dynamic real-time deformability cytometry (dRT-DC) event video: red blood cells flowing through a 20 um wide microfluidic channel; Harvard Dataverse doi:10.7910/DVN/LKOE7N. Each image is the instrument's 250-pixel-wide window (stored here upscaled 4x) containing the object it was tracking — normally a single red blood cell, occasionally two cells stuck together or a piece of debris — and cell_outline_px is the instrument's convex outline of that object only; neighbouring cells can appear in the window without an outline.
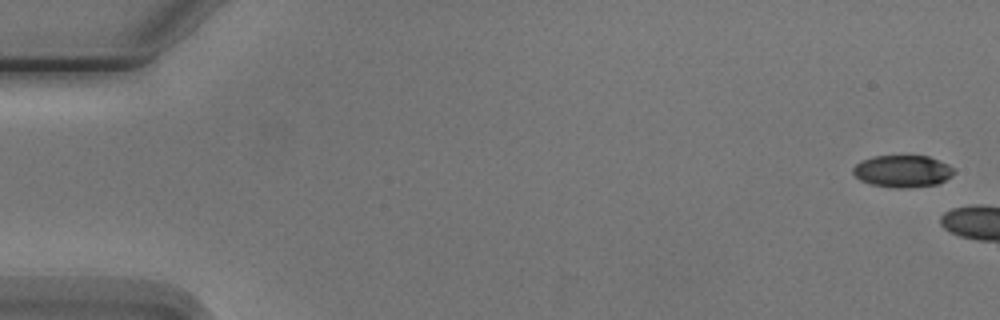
{"species": "Egyptian fruit bat (a non-hibernating species)", "species_latin": "Rousettus aegyptiacus", "temperature_condition": "cold", "stored_images_in_passage": 2, "camera_frame_rate_fps": 3000, "um_per_image_px": 0.085, "animal": {"sex": "male"}, "frame": {"image": 1, "passage_image": 1, "time_ms": 0.0, "image_size_px": [1000, 320], "cell_outline_px": [[956, 172], [952, 176], [936, 184], [872, 184], [860, 180], [852, 172], [852, 168], [860, 160], [872, 156], [928, 156], [948, 164]], "centroid_in_image_um": [76.69, 14.47], "position_along_channel_um": 8.3, "area_um2": 17.74}}